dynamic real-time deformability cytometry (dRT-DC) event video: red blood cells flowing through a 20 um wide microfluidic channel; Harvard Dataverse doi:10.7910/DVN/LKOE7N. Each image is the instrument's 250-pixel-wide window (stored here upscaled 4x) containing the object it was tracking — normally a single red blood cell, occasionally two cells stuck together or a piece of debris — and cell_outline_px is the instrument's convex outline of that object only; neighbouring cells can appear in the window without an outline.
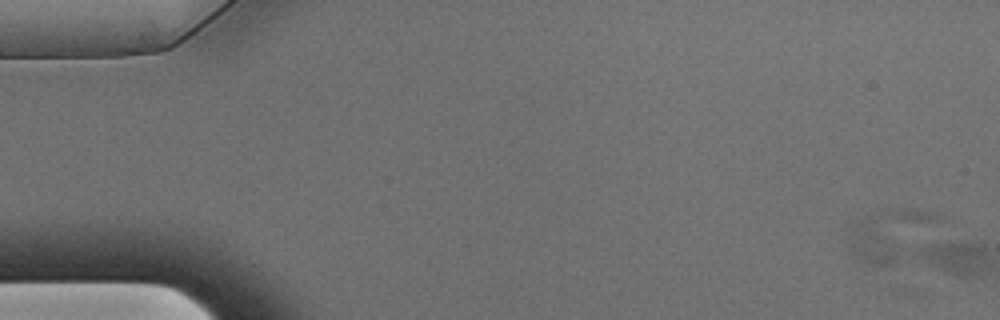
{"species": "Egyptian fruit bat (a non-hibernating species)", "species_latin": "Rousettus aegyptiacus", "temperature_condition": "warm", "stored_images_in_passage": 4, "segment_of_instrument_passage": [2, 3], "camera_frame_rate_fps": 3000, "um_per_image_px": 0.085, "animal": {"sex": "male"}, "frame": {"image": 1, "passage_image": 3, "time_ms": 0.667, "image_size_px": [1000, 320], "cell_outline_px": [[896, 256], [888, 264], [876, 264], [856, 260], [848, 248], [848, 228], [852, 220], [864, 216], [872, 220], [892, 248]], "centroid_in_image_um": [73.84, 20.62], "position_along_channel_um": 11.2, "area_um2": 11.39}}